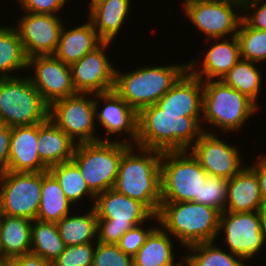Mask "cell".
<instances>
[{"instance_id":"1","label":"cell","mask_w":266,"mask_h":266,"mask_svg":"<svg viewBox=\"0 0 266 266\" xmlns=\"http://www.w3.org/2000/svg\"><path fill=\"white\" fill-rule=\"evenodd\" d=\"M204 133L202 117L165 113L156 104L138 112L136 146L161 152L185 151Z\"/></svg>"},{"instance_id":"2","label":"cell","mask_w":266,"mask_h":266,"mask_svg":"<svg viewBox=\"0 0 266 266\" xmlns=\"http://www.w3.org/2000/svg\"><path fill=\"white\" fill-rule=\"evenodd\" d=\"M161 151L131 145L122 155L113 189L143 203L154 215L161 206Z\"/></svg>"},{"instance_id":"3","label":"cell","mask_w":266,"mask_h":266,"mask_svg":"<svg viewBox=\"0 0 266 266\" xmlns=\"http://www.w3.org/2000/svg\"><path fill=\"white\" fill-rule=\"evenodd\" d=\"M258 112L260 108L251 99L225 85L221 80L203 81L202 128L204 132L211 134L220 132L224 136L228 133L230 135L242 132L244 125L249 123V120L255 117L254 115H258Z\"/></svg>"},{"instance_id":"4","label":"cell","mask_w":266,"mask_h":266,"mask_svg":"<svg viewBox=\"0 0 266 266\" xmlns=\"http://www.w3.org/2000/svg\"><path fill=\"white\" fill-rule=\"evenodd\" d=\"M134 70H123L116 66L113 90L130 107L139 112L142 108L159 101L188 70V61L169 65H145ZM124 71V72H123Z\"/></svg>"},{"instance_id":"5","label":"cell","mask_w":266,"mask_h":266,"mask_svg":"<svg viewBox=\"0 0 266 266\" xmlns=\"http://www.w3.org/2000/svg\"><path fill=\"white\" fill-rule=\"evenodd\" d=\"M220 212L201 203L161 202L157 214L159 225L176 242L186 248L190 245L216 241Z\"/></svg>"},{"instance_id":"6","label":"cell","mask_w":266,"mask_h":266,"mask_svg":"<svg viewBox=\"0 0 266 266\" xmlns=\"http://www.w3.org/2000/svg\"><path fill=\"white\" fill-rule=\"evenodd\" d=\"M93 208L98 218L97 241L105 244H118L129 229L154 215L143 203L113 188L96 195Z\"/></svg>"},{"instance_id":"7","label":"cell","mask_w":266,"mask_h":266,"mask_svg":"<svg viewBox=\"0 0 266 266\" xmlns=\"http://www.w3.org/2000/svg\"><path fill=\"white\" fill-rule=\"evenodd\" d=\"M50 105L32 84L29 76L0 78V122L10 128L44 123Z\"/></svg>"},{"instance_id":"8","label":"cell","mask_w":266,"mask_h":266,"mask_svg":"<svg viewBox=\"0 0 266 266\" xmlns=\"http://www.w3.org/2000/svg\"><path fill=\"white\" fill-rule=\"evenodd\" d=\"M130 144L117 141H97L76 145L71 161L90 191L96 196L115 185L123 153Z\"/></svg>"},{"instance_id":"9","label":"cell","mask_w":266,"mask_h":266,"mask_svg":"<svg viewBox=\"0 0 266 266\" xmlns=\"http://www.w3.org/2000/svg\"><path fill=\"white\" fill-rule=\"evenodd\" d=\"M206 171L189 150L163 152L160 163L161 202L200 203Z\"/></svg>"},{"instance_id":"10","label":"cell","mask_w":266,"mask_h":266,"mask_svg":"<svg viewBox=\"0 0 266 266\" xmlns=\"http://www.w3.org/2000/svg\"><path fill=\"white\" fill-rule=\"evenodd\" d=\"M219 236L222 240L217 241L218 244L222 243V247H226L230 253L239 256L249 266L252 265L253 258L258 259L256 255L259 252L260 255H262L261 251L266 254L261 234V211L221 213L217 240Z\"/></svg>"},{"instance_id":"11","label":"cell","mask_w":266,"mask_h":266,"mask_svg":"<svg viewBox=\"0 0 266 266\" xmlns=\"http://www.w3.org/2000/svg\"><path fill=\"white\" fill-rule=\"evenodd\" d=\"M49 118L77 144L99 141L94 94L77 93L54 101Z\"/></svg>"},{"instance_id":"12","label":"cell","mask_w":266,"mask_h":266,"mask_svg":"<svg viewBox=\"0 0 266 266\" xmlns=\"http://www.w3.org/2000/svg\"><path fill=\"white\" fill-rule=\"evenodd\" d=\"M41 187L42 172L0 173V214L35 220Z\"/></svg>"},{"instance_id":"13","label":"cell","mask_w":266,"mask_h":266,"mask_svg":"<svg viewBox=\"0 0 266 266\" xmlns=\"http://www.w3.org/2000/svg\"><path fill=\"white\" fill-rule=\"evenodd\" d=\"M94 105L96 126L99 130L104 129V133H101V131L99 133V141L136 144L138 136V112L135 109L130 107L114 90L94 94ZM101 134L104 135L101 136Z\"/></svg>"},{"instance_id":"14","label":"cell","mask_w":266,"mask_h":266,"mask_svg":"<svg viewBox=\"0 0 266 266\" xmlns=\"http://www.w3.org/2000/svg\"><path fill=\"white\" fill-rule=\"evenodd\" d=\"M184 17L205 35L206 39L236 36L242 11L216 0H182Z\"/></svg>"},{"instance_id":"15","label":"cell","mask_w":266,"mask_h":266,"mask_svg":"<svg viewBox=\"0 0 266 266\" xmlns=\"http://www.w3.org/2000/svg\"><path fill=\"white\" fill-rule=\"evenodd\" d=\"M113 42H102L79 61L70 65L72 83L77 93L99 94L112 91L116 66L107 55ZM108 50V51H107ZM115 66V67H114Z\"/></svg>"},{"instance_id":"16","label":"cell","mask_w":266,"mask_h":266,"mask_svg":"<svg viewBox=\"0 0 266 266\" xmlns=\"http://www.w3.org/2000/svg\"><path fill=\"white\" fill-rule=\"evenodd\" d=\"M221 135L204 132L189 151L208 175L229 180L247 165V160L244 162V151L238 147L239 144H231L225 141L226 137L220 138Z\"/></svg>"},{"instance_id":"17","label":"cell","mask_w":266,"mask_h":266,"mask_svg":"<svg viewBox=\"0 0 266 266\" xmlns=\"http://www.w3.org/2000/svg\"><path fill=\"white\" fill-rule=\"evenodd\" d=\"M21 12L12 24L18 31L27 58L53 55L65 23L63 15Z\"/></svg>"},{"instance_id":"18","label":"cell","mask_w":266,"mask_h":266,"mask_svg":"<svg viewBox=\"0 0 266 266\" xmlns=\"http://www.w3.org/2000/svg\"><path fill=\"white\" fill-rule=\"evenodd\" d=\"M25 73L49 105L56 100L77 94L72 83L70 65L64 64L54 55L28 58Z\"/></svg>"},{"instance_id":"19","label":"cell","mask_w":266,"mask_h":266,"mask_svg":"<svg viewBox=\"0 0 266 266\" xmlns=\"http://www.w3.org/2000/svg\"><path fill=\"white\" fill-rule=\"evenodd\" d=\"M203 56L188 61V70L202 81L221 80L240 60V45L237 36L204 40Z\"/></svg>"},{"instance_id":"20","label":"cell","mask_w":266,"mask_h":266,"mask_svg":"<svg viewBox=\"0 0 266 266\" xmlns=\"http://www.w3.org/2000/svg\"><path fill=\"white\" fill-rule=\"evenodd\" d=\"M155 104L165 113L202 117L203 81L187 70Z\"/></svg>"},{"instance_id":"21","label":"cell","mask_w":266,"mask_h":266,"mask_svg":"<svg viewBox=\"0 0 266 266\" xmlns=\"http://www.w3.org/2000/svg\"><path fill=\"white\" fill-rule=\"evenodd\" d=\"M38 124L11 128L8 171L43 172L49 167L38 154Z\"/></svg>"},{"instance_id":"22","label":"cell","mask_w":266,"mask_h":266,"mask_svg":"<svg viewBox=\"0 0 266 266\" xmlns=\"http://www.w3.org/2000/svg\"><path fill=\"white\" fill-rule=\"evenodd\" d=\"M132 1L134 0H101L87 9L86 18L103 42L119 41L116 38L121 35L120 32H124L123 27L128 17L129 20L132 17Z\"/></svg>"},{"instance_id":"23","label":"cell","mask_w":266,"mask_h":266,"mask_svg":"<svg viewBox=\"0 0 266 266\" xmlns=\"http://www.w3.org/2000/svg\"><path fill=\"white\" fill-rule=\"evenodd\" d=\"M264 208L258 176L248 162L228 180L225 211L258 212Z\"/></svg>"},{"instance_id":"24","label":"cell","mask_w":266,"mask_h":266,"mask_svg":"<svg viewBox=\"0 0 266 266\" xmlns=\"http://www.w3.org/2000/svg\"><path fill=\"white\" fill-rule=\"evenodd\" d=\"M62 26L59 43L53 54L64 64L71 65L79 61L85 54L98 47L103 41L98 37L92 23L86 19L78 26Z\"/></svg>"},{"instance_id":"25","label":"cell","mask_w":266,"mask_h":266,"mask_svg":"<svg viewBox=\"0 0 266 266\" xmlns=\"http://www.w3.org/2000/svg\"><path fill=\"white\" fill-rule=\"evenodd\" d=\"M176 248L182 247L177 242L175 243V239L158 225L133 256V264L134 266H182L184 256L179 255V251L177 254ZM178 255L180 258H177Z\"/></svg>"},{"instance_id":"26","label":"cell","mask_w":266,"mask_h":266,"mask_svg":"<svg viewBox=\"0 0 266 266\" xmlns=\"http://www.w3.org/2000/svg\"><path fill=\"white\" fill-rule=\"evenodd\" d=\"M77 143H75L50 118L38 124V154L40 159L51 167L71 161Z\"/></svg>"},{"instance_id":"27","label":"cell","mask_w":266,"mask_h":266,"mask_svg":"<svg viewBox=\"0 0 266 266\" xmlns=\"http://www.w3.org/2000/svg\"><path fill=\"white\" fill-rule=\"evenodd\" d=\"M87 208L88 211L84 210V206L81 209L76 208L77 211L72 210L70 214L56 223L59 235L66 247L97 242L98 218L93 207Z\"/></svg>"},{"instance_id":"28","label":"cell","mask_w":266,"mask_h":266,"mask_svg":"<svg viewBox=\"0 0 266 266\" xmlns=\"http://www.w3.org/2000/svg\"><path fill=\"white\" fill-rule=\"evenodd\" d=\"M31 223L32 220L0 214V246L5 260L31 253Z\"/></svg>"},{"instance_id":"29","label":"cell","mask_w":266,"mask_h":266,"mask_svg":"<svg viewBox=\"0 0 266 266\" xmlns=\"http://www.w3.org/2000/svg\"><path fill=\"white\" fill-rule=\"evenodd\" d=\"M76 209L66 198L59 182L49 172H42L41 200L36 219L58 223Z\"/></svg>"},{"instance_id":"30","label":"cell","mask_w":266,"mask_h":266,"mask_svg":"<svg viewBox=\"0 0 266 266\" xmlns=\"http://www.w3.org/2000/svg\"><path fill=\"white\" fill-rule=\"evenodd\" d=\"M261 66L258 63L245 60L240 58V60L229 70V72L222 77L221 81L240 93L246 95L251 99L260 109L259 97L262 95V90H264L263 80L264 75L258 67Z\"/></svg>"},{"instance_id":"31","label":"cell","mask_w":266,"mask_h":266,"mask_svg":"<svg viewBox=\"0 0 266 266\" xmlns=\"http://www.w3.org/2000/svg\"><path fill=\"white\" fill-rule=\"evenodd\" d=\"M27 63L28 58L25 55L18 31L13 24H1L0 78L23 75V71H27Z\"/></svg>"},{"instance_id":"32","label":"cell","mask_w":266,"mask_h":266,"mask_svg":"<svg viewBox=\"0 0 266 266\" xmlns=\"http://www.w3.org/2000/svg\"><path fill=\"white\" fill-rule=\"evenodd\" d=\"M48 171L59 182L66 198L74 207H82V203L86 202L85 200H88L92 204H88L87 206L93 207L95 195L90 191L80 174L79 168L72 161L53 165L49 167ZM84 197L86 198L85 200Z\"/></svg>"},{"instance_id":"33","label":"cell","mask_w":266,"mask_h":266,"mask_svg":"<svg viewBox=\"0 0 266 266\" xmlns=\"http://www.w3.org/2000/svg\"><path fill=\"white\" fill-rule=\"evenodd\" d=\"M182 254H185V266H249L239 256L219 246L217 241L190 245L184 248V253L182 249Z\"/></svg>"},{"instance_id":"34","label":"cell","mask_w":266,"mask_h":266,"mask_svg":"<svg viewBox=\"0 0 266 266\" xmlns=\"http://www.w3.org/2000/svg\"><path fill=\"white\" fill-rule=\"evenodd\" d=\"M66 246L59 235L56 223L38 219L31 223V253L48 262H53Z\"/></svg>"},{"instance_id":"35","label":"cell","mask_w":266,"mask_h":266,"mask_svg":"<svg viewBox=\"0 0 266 266\" xmlns=\"http://www.w3.org/2000/svg\"><path fill=\"white\" fill-rule=\"evenodd\" d=\"M236 36L242 59L261 65L266 63V30L252 28L242 19Z\"/></svg>"},{"instance_id":"36","label":"cell","mask_w":266,"mask_h":266,"mask_svg":"<svg viewBox=\"0 0 266 266\" xmlns=\"http://www.w3.org/2000/svg\"><path fill=\"white\" fill-rule=\"evenodd\" d=\"M228 180L222 177L207 175L200 191V203L225 212Z\"/></svg>"},{"instance_id":"37","label":"cell","mask_w":266,"mask_h":266,"mask_svg":"<svg viewBox=\"0 0 266 266\" xmlns=\"http://www.w3.org/2000/svg\"><path fill=\"white\" fill-rule=\"evenodd\" d=\"M151 221L153 223H151ZM147 223L151 225H147ZM157 223V224H156ZM145 225V226H144ZM159 225V219L157 215H153L146 223L135 226L129 229L118 242L119 248L130 256H134L141 246L145 243L149 234Z\"/></svg>"},{"instance_id":"38","label":"cell","mask_w":266,"mask_h":266,"mask_svg":"<svg viewBox=\"0 0 266 266\" xmlns=\"http://www.w3.org/2000/svg\"><path fill=\"white\" fill-rule=\"evenodd\" d=\"M96 242L68 246L56 258L53 266H93Z\"/></svg>"},{"instance_id":"39","label":"cell","mask_w":266,"mask_h":266,"mask_svg":"<svg viewBox=\"0 0 266 266\" xmlns=\"http://www.w3.org/2000/svg\"><path fill=\"white\" fill-rule=\"evenodd\" d=\"M93 266H134L133 257L125 254L117 244L96 242Z\"/></svg>"},{"instance_id":"40","label":"cell","mask_w":266,"mask_h":266,"mask_svg":"<svg viewBox=\"0 0 266 266\" xmlns=\"http://www.w3.org/2000/svg\"><path fill=\"white\" fill-rule=\"evenodd\" d=\"M19 5V10L29 13H43L62 15L64 6L72 0H14ZM69 1V2H68Z\"/></svg>"},{"instance_id":"41","label":"cell","mask_w":266,"mask_h":266,"mask_svg":"<svg viewBox=\"0 0 266 266\" xmlns=\"http://www.w3.org/2000/svg\"><path fill=\"white\" fill-rule=\"evenodd\" d=\"M242 19L252 28L266 30V0H250Z\"/></svg>"},{"instance_id":"42","label":"cell","mask_w":266,"mask_h":266,"mask_svg":"<svg viewBox=\"0 0 266 266\" xmlns=\"http://www.w3.org/2000/svg\"><path fill=\"white\" fill-rule=\"evenodd\" d=\"M11 128L0 122V173L8 171Z\"/></svg>"},{"instance_id":"43","label":"cell","mask_w":266,"mask_h":266,"mask_svg":"<svg viewBox=\"0 0 266 266\" xmlns=\"http://www.w3.org/2000/svg\"><path fill=\"white\" fill-rule=\"evenodd\" d=\"M249 165L258 176L264 207L266 208V153H260Z\"/></svg>"},{"instance_id":"44","label":"cell","mask_w":266,"mask_h":266,"mask_svg":"<svg viewBox=\"0 0 266 266\" xmlns=\"http://www.w3.org/2000/svg\"><path fill=\"white\" fill-rule=\"evenodd\" d=\"M5 262L8 266H53L51 262L45 261L40 256L32 253L9 258Z\"/></svg>"},{"instance_id":"45","label":"cell","mask_w":266,"mask_h":266,"mask_svg":"<svg viewBox=\"0 0 266 266\" xmlns=\"http://www.w3.org/2000/svg\"><path fill=\"white\" fill-rule=\"evenodd\" d=\"M222 3L233 5L237 8H239L242 12L246 8V6L249 4L250 0H216Z\"/></svg>"},{"instance_id":"46","label":"cell","mask_w":266,"mask_h":266,"mask_svg":"<svg viewBox=\"0 0 266 266\" xmlns=\"http://www.w3.org/2000/svg\"><path fill=\"white\" fill-rule=\"evenodd\" d=\"M261 234L266 247V208L261 210Z\"/></svg>"},{"instance_id":"47","label":"cell","mask_w":266,"mask_h":266,"mask_svg":"<svg viewBox=\"0 0 266 266\" xmlns=\"http://www.w3.org/2000/svg\"><path fill=\"white\" fill-rule=\"evenodd\" d=\"M99 1H101V0H89V3H87L86 7L89 8L90 6L94 5L95 3L99 2Z\"/></svg>"},{"instance_id":"48","label":"cell","mask_w":266,"mask_h":266,"mask_svg":"<svg viewBox=\"0 0 266 266\" xmlns=\"http://www.w3.org/2000/svg\"><path fill=\"white\" fill-rule=\"evenodd\" d=\"M6 260L2 257L1 246H0V263L5 262Z\"/></svg>"},{"instance_id":"49","label":"cell","mask_w":266,"mask_h":266,"mask_svg":"<svg viewBox=\"0 0 266 266\" xmlns=\"http://www.w3.org/2000/svg\"><path fill=\"white\" fill-rule=\"evenodd\" d=\"M0 266H8L6 262L0 263Z\"/></svg>"}]
</instances>
